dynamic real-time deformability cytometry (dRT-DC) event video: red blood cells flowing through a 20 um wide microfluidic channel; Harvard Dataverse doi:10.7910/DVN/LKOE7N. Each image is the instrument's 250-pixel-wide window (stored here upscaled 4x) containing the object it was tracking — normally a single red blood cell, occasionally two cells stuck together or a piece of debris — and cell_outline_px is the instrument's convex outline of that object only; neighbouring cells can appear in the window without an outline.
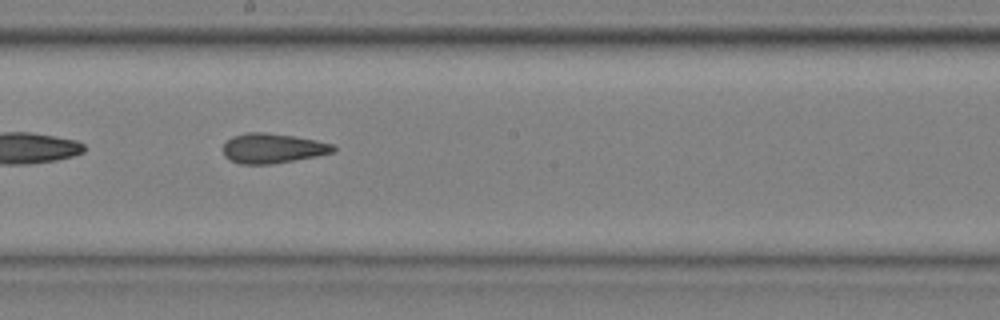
{"species": "common noctule bat (a hibernating species)", "species_latin": "Nyctalus noctula", "temperature_condition": "cold", "stored_images_in_passage": 50, "camera_frame_rate_fps": 3000, "um_per_image_px": 0.085, "animal": {"sex": "male", "body_mass_g": 20.4}, "frame": {"image": 1, "passage_image": 29, "time_ms": 9.333, "image_size_px": [1000, 320], "cell_outline_px": [[336, 152], [316, 156], [272, 164], [240, 164], [228, 160], [224, 156], [224, 144], [232, 136], [244, 132], [264, 132], [296, 136], [316, 140], [332, 144], [336, 148]], "centroid_in_image_um": [23.17, 12.6], "position_along_channel_um": 225.0, "area_um2": 19.31}}
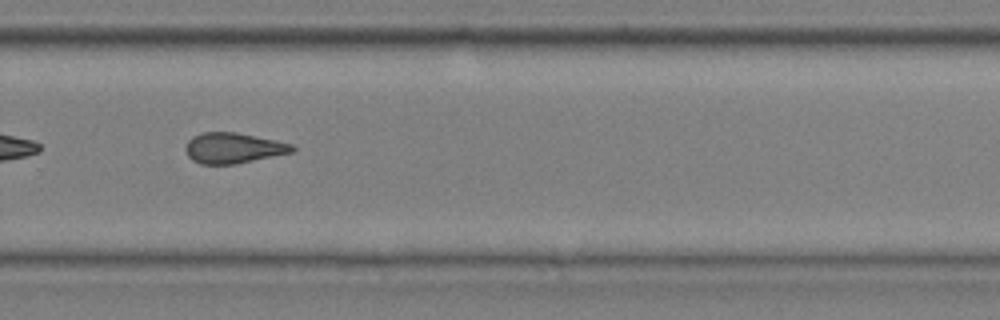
{"frame": {"image": 2, "passage_image": 36, "time_ms": 11.667, "image_size_px": [1000, 320], "cell_outline_px": [[296, 152], [236, 164], [200, 164], [192, 160], [188, 156], [184, 148], [188, 140], [192, 136], [200, 132], [236, 132], [276, 140], [292, 144], [296, 148]], "centroid_in_image_um": [19.84, 12.58], "position_along_channel_um": 310.0, "area_um2": 19.31}, "authors_computed_cell_mechanics": {"area_um2": 19.6231, "velocity_mm_per_s": 3.6472, "shape_relaxation_time_tau1_ms": 9.515, "shape_relaxation_time_tau2_ms": 3.4775, "deformation_change_tau1": 0.1378, "deformation_change_tau2": 0.1241}}